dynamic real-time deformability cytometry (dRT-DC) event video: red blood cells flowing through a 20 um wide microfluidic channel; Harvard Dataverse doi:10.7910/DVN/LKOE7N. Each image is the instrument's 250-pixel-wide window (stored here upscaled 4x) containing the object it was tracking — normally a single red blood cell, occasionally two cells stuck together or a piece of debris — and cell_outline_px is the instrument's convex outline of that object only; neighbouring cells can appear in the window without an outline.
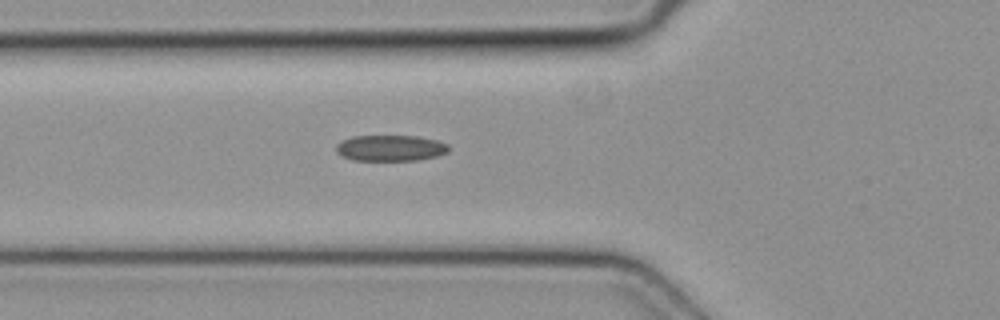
{"species": "common noctule bat (a hibernating species)", "species_latin": "Nyctalus noctula", "temperature_condition": "cold", "stored_images_in_passage": 2, "camera_frame_rate_fps": 3000, "um_per_image_px": 0.085, "animal": {"sex": "female", "body_mass_g": 19.3, "forearm_length_mm": 54.1}, "frame": {"image": 1, "passage_image": 2, "time_ms": 0.333, "image_size_px": [1000, 320], "cell_outline_px": [[448, 152], [436, 156], [416, 160], [352, 160], [340, 156], [336, 152], [336, 144], [352, 136], [416, 136], [436, 140], [448, 144]], "centroid_in_image_um": [33.15, 12.58], "position_along_channel_um": 92.6, "area_um2": 16.99}}